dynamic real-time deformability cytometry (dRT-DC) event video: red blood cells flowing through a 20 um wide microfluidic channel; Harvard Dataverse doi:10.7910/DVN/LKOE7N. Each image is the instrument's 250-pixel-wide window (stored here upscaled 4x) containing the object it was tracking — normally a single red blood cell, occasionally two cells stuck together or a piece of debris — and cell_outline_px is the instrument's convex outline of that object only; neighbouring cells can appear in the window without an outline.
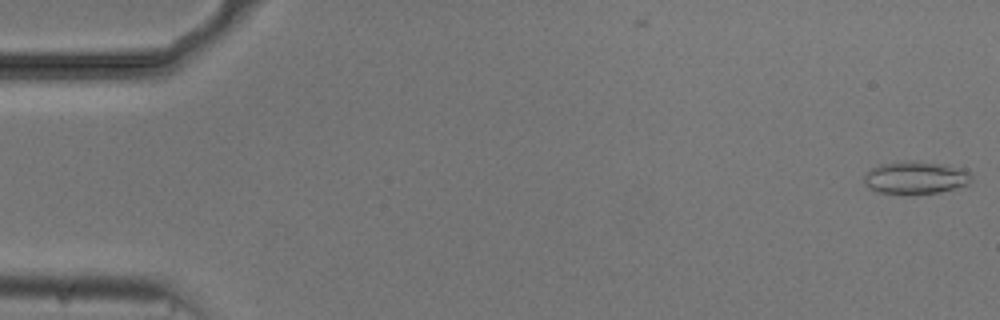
{"species": "common noctule bat (a hibernating species)", "species_latin": "Nyctalus noctula", "temperature_condition": "cold", "stored_images_in_passage": 54, "camera_frame_rate_fps": 3000, "um_per_image_px": 0.085, "animal": {"sex": "male", "body_mass_g": 20.5, "forearm_length_mm": 52.5}, "frame": {"image": 1, "passage_image": 1, "time_ms": 0.0, "image_size_px": [1000, 320], "cell_outline_px": [[972, 180], [968, 184], [936, 192], [908, 196], [876, 192], [868, 188], [864, 184], [864, 176], [872, 168], [880, 164], [904, 160], [912, 160], [948, 164], [964, 168], [972, 172]], "centroid_in_image_um": [77.82, 15.1], "position_along_channel_um": 7.2, "area_um2": 21.15}}
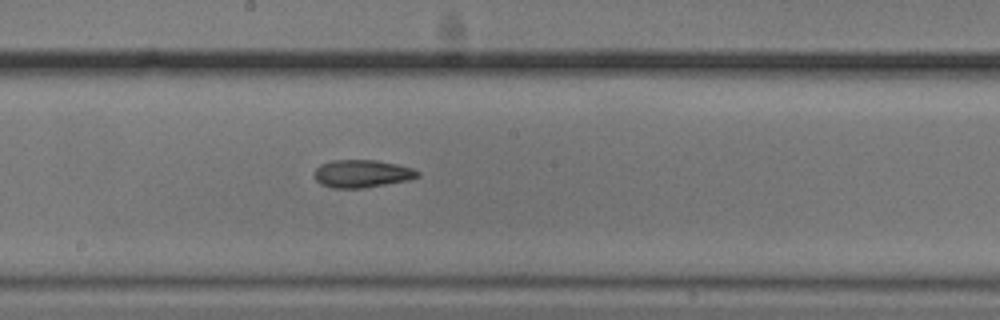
{"frame": {"image": 2, "passage_image": 29, "time_ms": 9.333, "image_size_px": [1000, 320], "cell_outline_px": [[420, 176], [408, 180], [364, 188], [332, 188], [320, 184], [316, 180], [316, 168], [320, 164], [332, 160], [376, 160], [396, 164], [412, 168], [420, 172]], "centroid_in_image_um": [30.77, 14.76], "position_along_channel_um": 217.4, "area_um2": 16.65}}
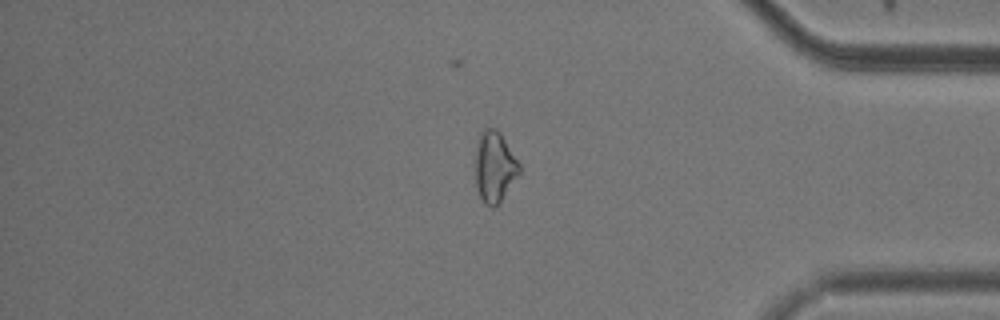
{"frame": {"image": 3, "passage_image": 45, "time_ms": 14.667, "image_size_px": [1000, 320], "cell_outline_px": [[520, 172], [500, 200], [492, 208], [484, 204], [476, 188], [476, 148], [480, 132], [484, 128], [496, 128], [500, 132], [520, 164]], "centroid_in_image_um": [42.02, 14.15], "position_along_channel_um": 393.2, "area_um2": 17.86}, "authors_computed_cell_mechanics": {"area_um2": 17.8891, "velocity_mm_per_s": 3.7617, "shape_relaxation_time_tau1_ms": 3.4274, "shape_relaxation_time_tau2_ms": 4.7705, "deformation_change_tau1": 0.09, "deformation_change_tau2": 0.1284}}